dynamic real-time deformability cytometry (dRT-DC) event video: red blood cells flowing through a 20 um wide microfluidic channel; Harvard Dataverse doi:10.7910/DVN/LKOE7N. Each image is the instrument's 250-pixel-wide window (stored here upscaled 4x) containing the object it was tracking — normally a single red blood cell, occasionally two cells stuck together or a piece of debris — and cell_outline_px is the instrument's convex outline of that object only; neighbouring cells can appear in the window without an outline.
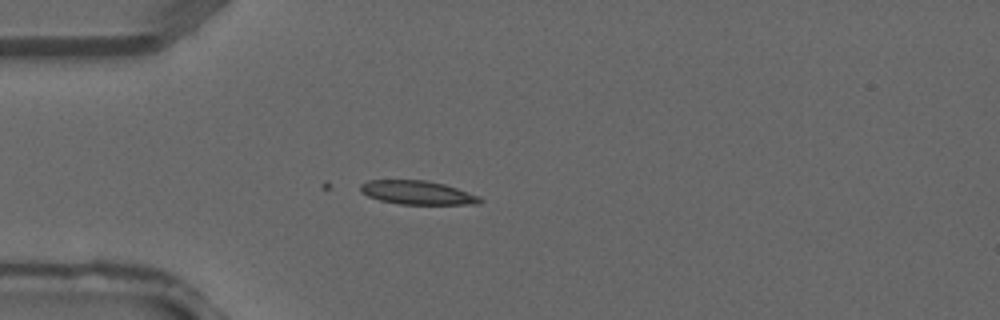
{"species": "common noctule bat (a hibernating species)", "species_latin": "Nyctalus noctula", "temperature_condition": "warm", "stored_images_in_passage": 3, "camera_frame_rate_fps": 3000, "um_per_image_px": 0.085, "animal": {"sex": "male", "forearm_length_mm": 52.5}, "frame": {"image": 1, "passage_image": 3, "time_ms": 0.667, "image_size_px": [1000, 320], "cell_outline_px": [[484, 200], [480, 204], [400, 204], [380, 200], [368, 196], [360, 192], [360, 184], [368, 180], [424, 180], [444, 184], [480, 196]], "centroid_in_image_um": [35.48, 16.37], "position_along_channel_um": 49.5, "area_um2": 16.53}}